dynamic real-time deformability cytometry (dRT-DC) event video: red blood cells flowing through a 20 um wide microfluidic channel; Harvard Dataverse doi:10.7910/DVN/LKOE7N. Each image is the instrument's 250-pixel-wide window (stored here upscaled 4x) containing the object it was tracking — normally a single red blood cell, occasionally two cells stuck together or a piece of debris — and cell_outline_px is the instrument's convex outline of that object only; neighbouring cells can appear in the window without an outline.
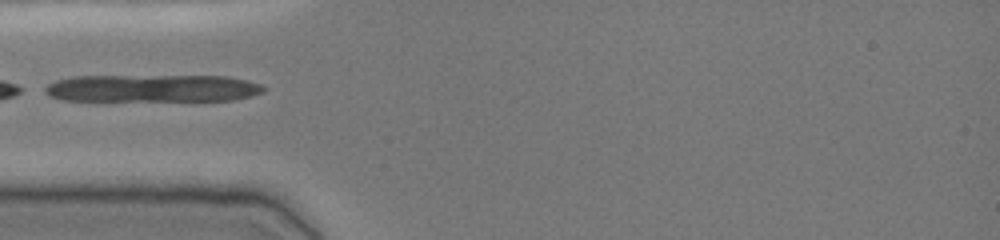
{"species": "common noctule bat (a hibernating species)", "species_latin": "Nyctalus noctula", "temperature_condition": "cold", "stored_images_in_passage": 33, "camera_frame_rate_fps": 3000, "um_per_image_px": 0.085, "animal": {"sex": "female", "body_mass_g": 19.0, "forearm_length_mm": 51.5}, "frame": {"image": 1, "passage_image": 1, "time_ms": 0.0, "image_size_px": [1000, 240], "cell_outline_px": [[268, 88], [264, 92], [252, 96], [232, 100], [60, 100], [48, 96], [40, 88], [56, 80], [72, 76], [228, 76], [260, 84]], "centroid_in_image_um": [12.91, 7.5], "position_along_channel_um": 72.1, "area_um2": 35.14}}